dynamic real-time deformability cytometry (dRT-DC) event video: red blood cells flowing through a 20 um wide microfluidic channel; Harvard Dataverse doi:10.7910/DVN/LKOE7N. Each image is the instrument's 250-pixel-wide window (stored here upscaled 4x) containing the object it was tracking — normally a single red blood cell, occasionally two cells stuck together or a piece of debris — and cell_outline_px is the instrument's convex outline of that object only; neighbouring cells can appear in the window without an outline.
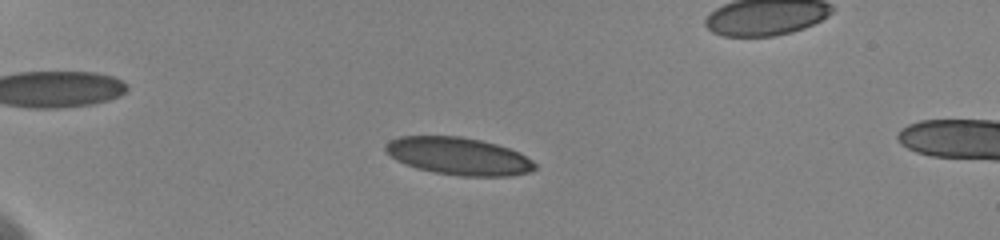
{"species": "human", "species_latin": "Homo sapiens", "temperature_condition": "cold", "stored_images_in_passage": 39, "segment_of_instrument_passage": [1, 2], "camera_frame_rate_fps": 3000, "um_per_image_px": 0.085, "donor": {"sex": "female"}, "frame": {"image": 1, "passage_image": 9, "time_ms": 4.667, "image_size_px": [1000, 240], "cell_outline_px": [[536, 168], [532, 172], [512, 176], [460, 176], [436, 172], [416, 168], [396, 160], [384, 148], [384, 144], [400, 136], [460, 136], [480, 140], [496, 144], [520, 152], [532, 160], [536, 164]], "centroid_in_image_um": [39.02, 13.28], "position_along_channel_um": 46.0, "area_um2": 32.6}}
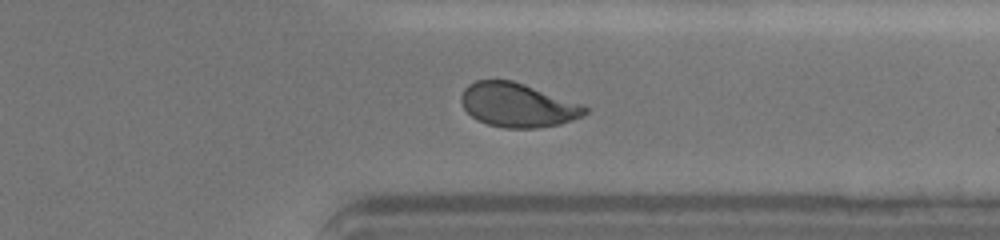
{"frame": {"image": 2, "passage_image": 30, "time_ms": 15.0, "image_size_px": [1000, 240], "cell_outline_px": [[588, 112], [572, 120], [560, 124], [536, 128], [504, 128], [488, 124], [476, 120], [464, 108], [460, 100], [460, 96], [464, 88], [468, 84], [476, 80], [512, 80], [584, 104], [588, 108]], "centroid_in_image_um": [43.99, 8.93], "position_along_channel_um": 367.4, "area_um2": 31.85}}
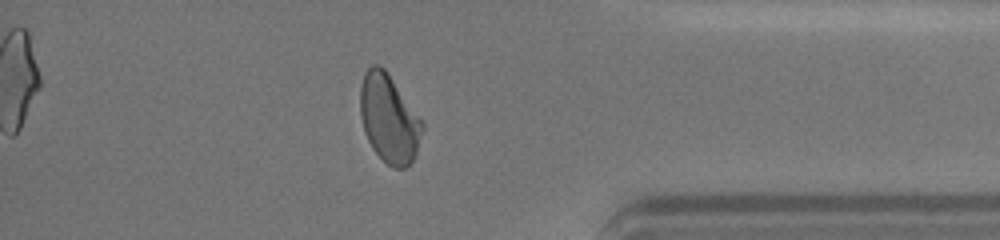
{"frame": {"image": 3, "passage_image": 33, "time_ms": 16.333, "image_size_px": [1000, 240], "cell_outline_px": [[424, 128], [416, 156], [404, 168], [392, 168], [372, 148], [364, 132], [360, 112], [360, 84], [364, 72], [372, 64], [380, 64], [388, 72], [424, 124]], "centroid_in_image_um": [33.06, 10.06], "position_along_channel_um": 402.1, "area_um2": 31.96}}